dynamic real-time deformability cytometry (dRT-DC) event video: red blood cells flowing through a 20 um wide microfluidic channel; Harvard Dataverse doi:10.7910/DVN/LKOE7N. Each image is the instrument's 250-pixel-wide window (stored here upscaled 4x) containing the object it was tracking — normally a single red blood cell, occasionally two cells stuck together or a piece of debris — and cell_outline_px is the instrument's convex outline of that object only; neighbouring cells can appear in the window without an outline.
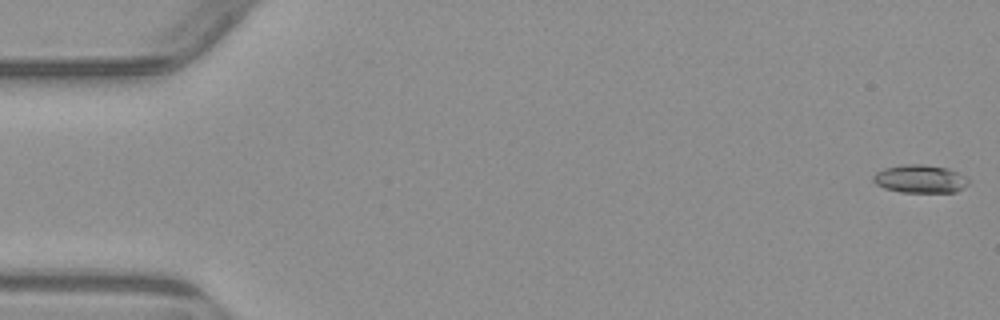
{"species": "common noctule bat (a hibernating species)", "species_latin": "Nyctalus noctula", "temperature_condition": "warm", "stored_images_in_passage": 6, "segment_of_instrument_passage": [1, 2], "camera_frame_rate_fps": 3000, "um_per_image_px": 0.085, "animal": {"sex": "male", "body_mass_g": 23.1, "forearm_length_mm": 52.7}, "frame": {"image": 1, "passage_image": 1, "time_ms": 0.0, "image_size_px": [1000, 320], "cell_outline_px": [[968, 184], [956, 192], [900, 192], [884, 188], [876, 184], [872, 180], [872, 176], [876, 172], [884, 168], [904, 164], [920, 164], [948, 168], [960, 172], [968, 176]], "centroid_in_image_um": [78.22, 15.2], "position_along_channel_um": 6.8, "area_um2": 15.78}}